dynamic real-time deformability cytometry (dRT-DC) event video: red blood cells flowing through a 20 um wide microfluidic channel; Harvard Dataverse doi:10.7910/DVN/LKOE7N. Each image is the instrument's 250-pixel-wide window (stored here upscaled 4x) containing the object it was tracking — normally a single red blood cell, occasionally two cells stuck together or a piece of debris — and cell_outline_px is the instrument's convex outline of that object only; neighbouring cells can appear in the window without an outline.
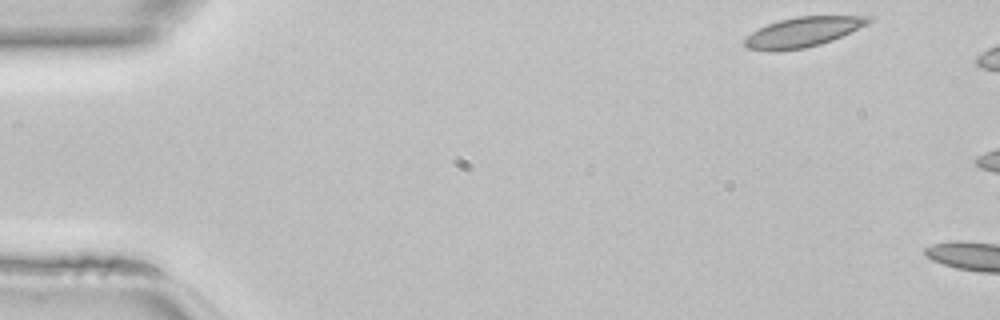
{"species": "common noctule bat (a hibernating species)", "species_latin": "Nyctalus noctula", "temperature_condition": "room temperature", "stored_images_in_passage": 4, "camera_frame_rate_fps": 3000, "um_per_image_px": 0.085, "animal": {"sex": "female", "body_mass_g": 22.7, "forearm_length_mm": 54.2}, "frame": {"image": 1, "passage_image": 1, "time_ms": 0.0, "image_size_px": [1000, 320], "cell_outline_px": [[876, 20], [868, 24], [832, 40], [820, 44], [804, 48], [772, 52], [768, 52], [748, 48], [744, 44], [744, 40], [752, 32], [768, 24], [780, 20], [796, 16], [876, 16]], "centroid_in_image_um": [68.29, 2.72], "position_along_channel_um": 16.7, "area_um2": 21.62}}